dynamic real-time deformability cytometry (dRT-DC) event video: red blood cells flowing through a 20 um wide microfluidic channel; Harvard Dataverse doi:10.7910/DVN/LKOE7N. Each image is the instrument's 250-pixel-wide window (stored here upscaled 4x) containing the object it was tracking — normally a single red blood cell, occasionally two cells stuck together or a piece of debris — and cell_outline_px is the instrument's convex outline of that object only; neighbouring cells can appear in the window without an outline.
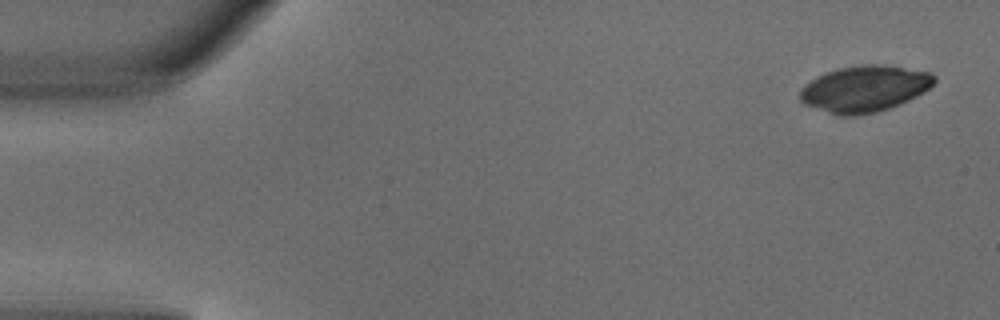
{"species": "common noctule bat (a hibernating species)", "species_latin": "Nyctalus noctula", "temperature_condition": "warm", "stored_images_in_passage": 4, "camera_frame_rate_fps": 3000, "um_per_image_px": 0.085, "animal": {"sex": "male", "body_mass_g": 18.8}, "frame": {"image": 1, "passage_image": 1, "time_ms": 0.0, "image_size_px": [1000, 320], "cell_outline_px": [[936, 80], [924, 92], [900, 104], [876, 112], [852, 116], [840, 116], [804, 104], [800, 100], [800, 88], [804, 84], [816, 76], [840, 68], [860, 64], [880, 64], [932, 72], [936, 76]], "centroid_in_image_um": [73.48, 7.54], "position_along_channel_um": 11.5, "area_um2": 36.18}}